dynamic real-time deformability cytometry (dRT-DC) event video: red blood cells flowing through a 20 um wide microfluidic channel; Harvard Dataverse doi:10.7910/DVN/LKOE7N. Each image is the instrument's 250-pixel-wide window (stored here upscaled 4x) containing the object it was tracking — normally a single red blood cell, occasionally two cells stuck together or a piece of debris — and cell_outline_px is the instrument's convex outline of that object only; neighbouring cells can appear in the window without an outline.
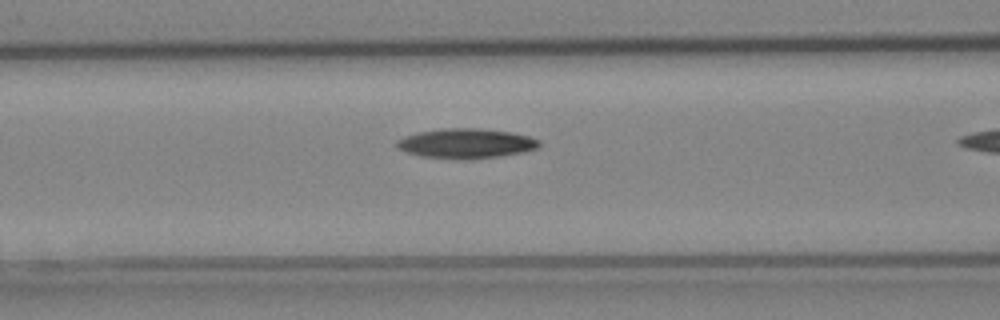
{"species": "Egyptian fruit bat (a non-hibernating species)", "species_latin": "Rousettus aegyptiacus", "temperature_condition": "cold", "stored_images_in_passage": 6, "camera_frame_rate_fps": 3000, "um_per_image_px": 0.085, "animal": {"sex": "female"}, "frame": {"image": 1, "passage_image": 5, "time_ms": 1.333, "image_size_px": [1000, 320], "cell_outline_px": [[540, 144], [536, 148], [520, 152], [496, 156], [420, 156], [408, 152], [400, 148], [396, 144], [396, 140], [404, 136], [416, 132], [440, 128], [480, 128], [512, 132], [528, 136], [540, 140]], "centroid_in_image_um": [39.6, 12.12], "position_along_channel_um": 127.0, "area_um2": 23.52}}